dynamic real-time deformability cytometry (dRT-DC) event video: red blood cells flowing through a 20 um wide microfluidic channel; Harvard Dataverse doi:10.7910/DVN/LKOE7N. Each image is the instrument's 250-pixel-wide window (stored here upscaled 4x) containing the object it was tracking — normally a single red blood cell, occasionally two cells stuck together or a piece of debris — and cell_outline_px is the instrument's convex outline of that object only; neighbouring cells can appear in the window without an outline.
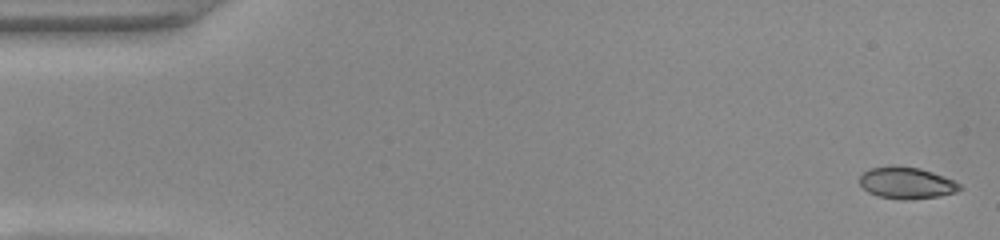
{"species": "common noctule bat (a hibernating species)", "species_latin": "Nyctalus noctula", "temperature_condition": "warm", "stored_images_in_passage": 51, "camera_frame_rate_fps": 3000, "um_per_image_px": 0.085, "animal": {"sex": "female", "body_mass_g": 22.0, "forearm_length_mm": 56.7}, "frame": {"image": 1, "passage_image": 1, "time_ms": 0.0, "image_size_px": [1000, 240], "cell_outline_px": [[964, 188], [956, 192], [940, 196], [908, 200], [900, 200], [876, 196], [868, 192], [860, 184], [860, 176], [864, 172], [872, 168], [888, 164], [896, 164], [920, 168], [944, 176], [960, 184]], "centroid_in_image_um": [77.05, 15.54], "position_along_channel_um": 7.9, "area_um2": 18.84}}
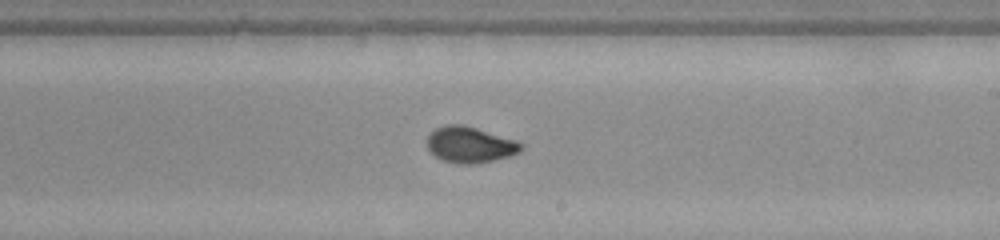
{"frame": {"image": 2, "passage_image": 30, "time_ms": 9.667, "image_size_px": [1000, 240], "cell_outline_px": [[524, 148], [520, 152], [508, 156], [476, 164], [460, 164], [444, 160], [436, 156], [428, 148], [428, 136], [436, 128], [448, 124], [460, 124], [476, 128], [516, 140], [524, 144]], "centroid_in_image_um": [39.98, 12.3], "position_along_channel_um": 249.0, "area_um2": 19.48}}
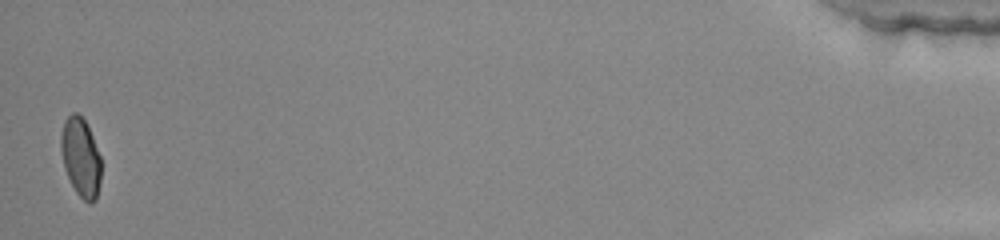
{"frame": {"image": 3, "passage_image": 51, "time_ms": 16.667, "image_size_px": [1000, 240], "cell_outline_px": [[100, 180], [96, 200], [88, 204], [76, 192], [64, 168], [60, 148], [60, 136], [64, 120], [72, 112], [76, 112], [84, 120], [92, 136], [100, 156]], "centroid_in_image_um": [6.84, 13.37], "position_along_channel_um": 428.4, "area_um2": 18.32}, "authors_computed_cell_mechanics": {"area_um2": 19.1318, "velocity_mm_per_s": 3.941, "shape_relaxation_time_tau1_ms": 10.869, "shape_relaxation_time_tau2_ms": null, "deformation_change_tau1": 0.2724, "deformation_change_tau2": null}}